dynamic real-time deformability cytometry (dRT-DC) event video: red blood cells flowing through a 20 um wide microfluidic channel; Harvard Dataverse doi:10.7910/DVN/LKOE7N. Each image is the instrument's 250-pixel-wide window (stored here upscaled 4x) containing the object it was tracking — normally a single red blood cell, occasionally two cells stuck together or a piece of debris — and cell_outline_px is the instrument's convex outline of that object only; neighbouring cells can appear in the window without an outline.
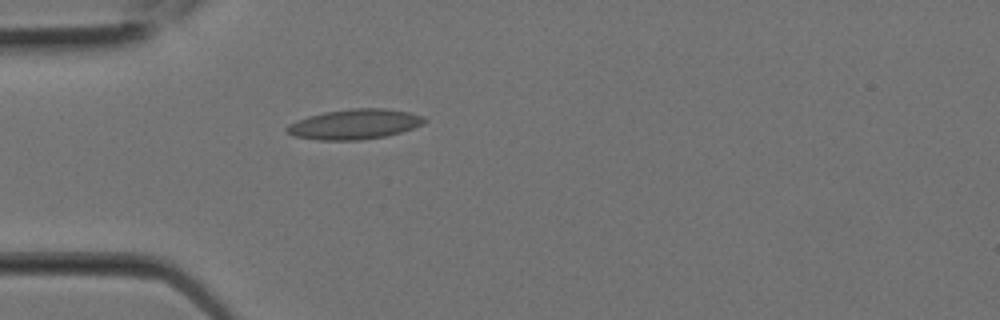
{"species": "Egyptian fruit bat (a non-hibernating species)", "species_latin": "Rousettus aegyptiacus", "temperature_condition": "room temperature", "stored_images_in_passage": 2, "camera_frame_rate_fps": 3000, "um_per_image_px": 0.085, "animal": {"sex": "female"}, "frame": {"image": 1, "passage_image": 2, "time_ms": 0.333, "image_size_px": [1000, 320], "cell_outline_px": [[428, 120], [424, 124], [400, 132], [384, 136], [360, 140], [320, 140], [292, 136], [284, 128], [288, 124], [308, 116], [324, 112], [352, 108], [384, 108], [408, 112], [424, 116]], "centroid_in_image_um": [30.13, 10.55], "position_along_channel_um": 54.9, "area_um2": 24.1}}